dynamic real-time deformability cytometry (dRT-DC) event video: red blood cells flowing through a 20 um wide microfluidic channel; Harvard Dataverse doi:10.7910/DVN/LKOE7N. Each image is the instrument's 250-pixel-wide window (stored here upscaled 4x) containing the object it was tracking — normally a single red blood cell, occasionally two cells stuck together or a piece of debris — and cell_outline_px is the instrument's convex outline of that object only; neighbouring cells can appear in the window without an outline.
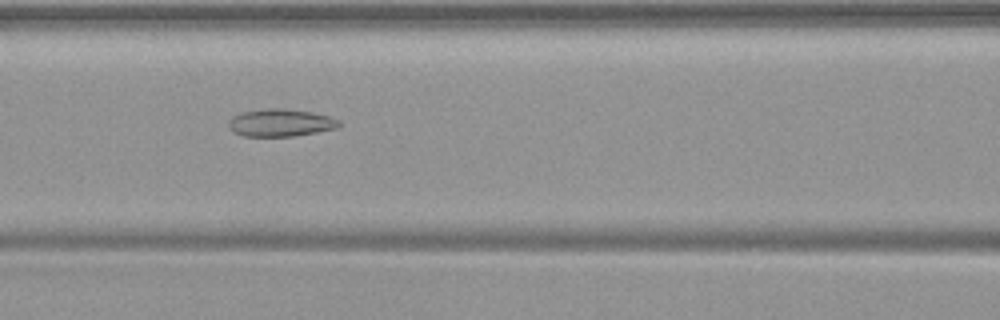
{"species": "common noctule bat (a hibernating species)", "species_latin": "Nyctalus noctula", "temperature_condition": "warm", "stored_images_in_passage": 50, "camera_frame_rate_fps": 3000, "um_per_image_px": 0.085, "animal": {"sex": "female", "body_mass_g": 19.9}, "frame": {"image": 1, "passage_image": 22, "time_ms": 7.0, "image_size_px": [1000, 320], "cell_outline_px": [[340, 128], [296, 136], [240, 136], [228, 124], [228, 120], [232, 116], [240, 112], [268, 108], [284, 108], [312, 112], [328, 116], [340, 120]], "centroid_in_image_um": [23.87, 10.43], "position_along_channel_um": 142.7, "area_um2": 17.86}}
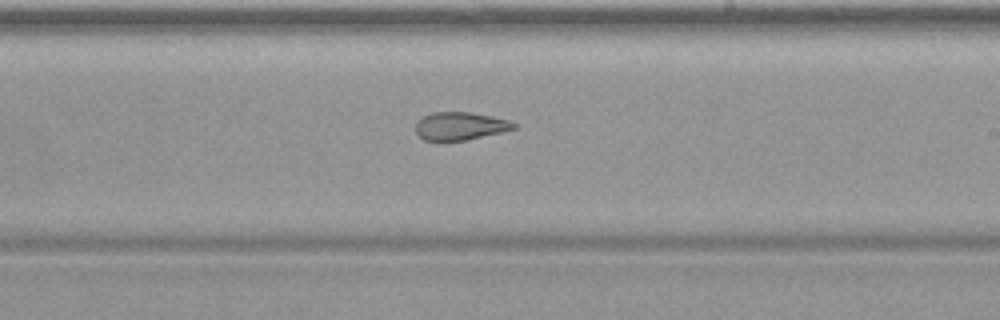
{"frame": {"image": 2, "passage_image": 30, "time_ms": 9.667, "image_size_px": [1000, 320], "cell_outline_px": [[516, 128], [500, 132], [464, 140], [424, 140], [416, 132], [416, 124], [424, 116], [432, 112], [468, 112], [492, 116], [508, 120], [516, 124]], "centroid_in_image_um": [39.11, 10.7], "position_along_channel_um": 249.9, "area_um2": 15.61}}
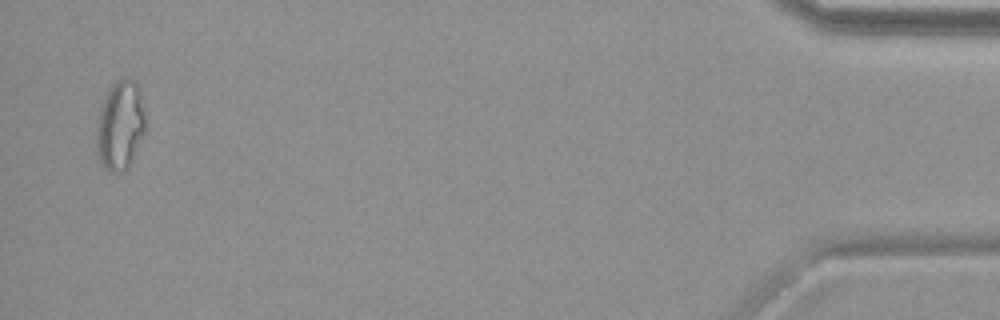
{"frame": {"image": 3, "passage_image": 49, "time_ms": 16.0, "image_size_px": [1000, 320], "cell_outline_px": [[148, 128], [128, 168], [120, 172], [112, 172], [104, 168], [100, 164], [96, 152], [96, 132], [100, 112], [108, 88], [116, 80], [128, 76], [136, 80], [140, 88]], "centroid_in_image_um": [10.26, 10.64], "position_along_channel_um": 424.9, "area_um2": 26.24}}